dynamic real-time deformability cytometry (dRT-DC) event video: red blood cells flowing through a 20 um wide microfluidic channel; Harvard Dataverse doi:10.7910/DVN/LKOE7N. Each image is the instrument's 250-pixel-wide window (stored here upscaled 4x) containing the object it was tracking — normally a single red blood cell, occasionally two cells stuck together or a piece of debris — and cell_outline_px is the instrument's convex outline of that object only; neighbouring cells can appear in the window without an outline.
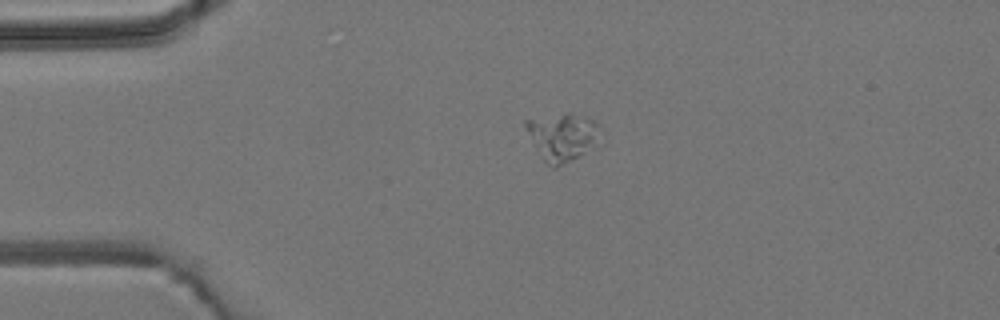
{"species": "common noctule bat (a hibernating species)", "species_latin": "Nyctalus noctula", "temperature_condition": "room temperature", "stored_images_in_passage": 2, "camera_frame_rate_fps": 3000, "um_per_image_px": 0.085, "animal": {"sex": "male", "body_mass_g": 19.2, "forearm_length_mm": 51.8}, "frame": {"image": 1, "passage_image": 1, "time_ms": 0.0, "image_size_px": [1000, 320], "cell_outline_px": [[604, 144], [552, 168], [544, 160], [524, 124], [524, 120], [564, 112], [568, 112], [592, 120], [604, 128]], "centroid_in_image_um": [47.96, 11.6], "position_along_channel_um": 37.0, "area_um2": 20.98}}